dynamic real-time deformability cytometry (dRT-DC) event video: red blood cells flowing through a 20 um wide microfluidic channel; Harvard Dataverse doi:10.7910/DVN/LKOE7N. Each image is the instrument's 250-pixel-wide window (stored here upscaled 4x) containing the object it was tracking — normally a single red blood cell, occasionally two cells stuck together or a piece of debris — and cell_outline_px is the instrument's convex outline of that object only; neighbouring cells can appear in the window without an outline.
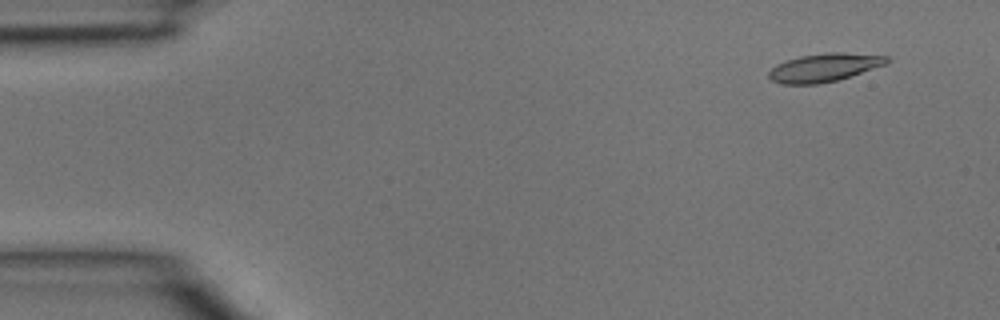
{"species": "common noctule bat (a hibernating species)", "species_latin": "Nyctalus noctula", "temperature_condition": "room temperature", "stored_images_in_passage": 3, "camera_frame_rate_fps": 3000, "um_per_image_px": 0.085, "animal": {"sex": "male", "body_mass_g": 15.6}, "frame": {"image": 1, "passage_image": 1, "time_ms": 0.0, "image_size_px": [1000, 320], "cell_outline_px": [[888, 64], [836, 80], [816, 84], [780, 84], [772, 80], [768, 76], [768, 72], [776, 64], [800, 56], [832, 52], [844, 52], [888, 56]], "centroid_in_image_um": [70.05, 5.74], "position_along_channel_um": 14.9, "area_um2": 19.25}}
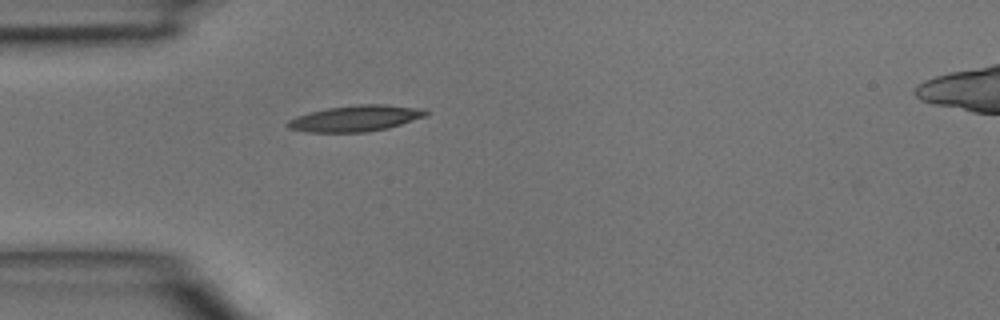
{"frame": {"image": 2, "passage_image": 3, "time_ms": 0.667, "image_size_px": [1000, 320], "cell_outline_px": [[428, 116], [388, 128], [368, 132], [308, 132], [288, 128], [284, 124], [288, 120], [296, 116], [328, 108], [356, 104], [384, 104], [424, 108], [428, 112]], "centroid_in_image_um": [30.26, 10.06], "position_along_channel_um": 54.7, "area_um2": 21.15}}